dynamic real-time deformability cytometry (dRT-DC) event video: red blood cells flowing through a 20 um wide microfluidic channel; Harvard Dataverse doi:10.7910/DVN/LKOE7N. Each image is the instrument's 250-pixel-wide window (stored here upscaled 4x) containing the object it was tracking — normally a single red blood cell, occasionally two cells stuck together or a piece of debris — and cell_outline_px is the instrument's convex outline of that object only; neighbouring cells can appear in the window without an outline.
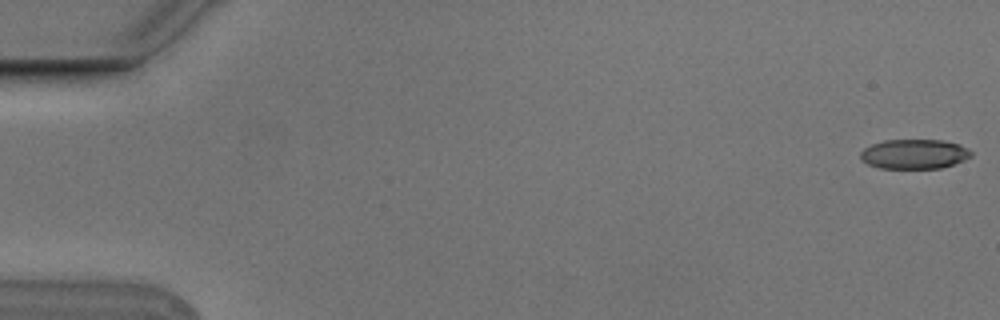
{"species": "Egyptian fruit bat (a non-hibernating species)", "species_latin": "Rousettus aegyptiacus", "temperature_condition": "cold", "stored_images_in_passage": 4, "camera_frame_rate_fps": 3000, "um_per_image_px": 0.085, "animal": {"sex": "male"}, "frame": {"image": 1, "passage_image": 1, "time_ms": 0.0, "image_size_px": [1000, 320], "cell_outline_px": [[972, 156], [964, 160], [940, 168], [880, 168], [868, 164], [860, 160], [860, 152], [864, 148], [872, 144], [884, 140], [944, 140], [960, 144], [968, 148], [972, 152]], "centroid_in_image_um": [77.71, 13.08], "position_along_channel_um": 7.3, "area_um2": 19.19}}